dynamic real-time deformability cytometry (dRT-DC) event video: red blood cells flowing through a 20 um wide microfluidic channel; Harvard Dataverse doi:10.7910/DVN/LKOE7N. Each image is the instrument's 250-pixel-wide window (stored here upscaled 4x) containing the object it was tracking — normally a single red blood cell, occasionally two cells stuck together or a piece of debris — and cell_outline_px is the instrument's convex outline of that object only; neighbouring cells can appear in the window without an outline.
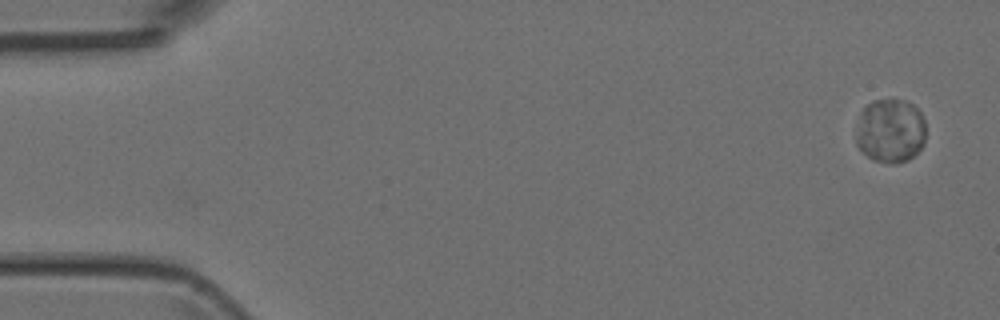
{"species": "Egyptian fruit bat (a non-hibernating species)", "species_latin": "Rousettus aegyptiacus", "temperature_condition": "room temperature", "stored_images_in_passage": 5, "camera_frame_rate_fps": 3000, "um_per_image_px": 0.085, "animal": {"sex": "female"}, "frame": {"image": 1, "passage_image": 1, "time_ms": 0.0, "image_size_px": [1000, 320], "cell_outline_px": [[924, 144], [908, 160], [896, 164], [892, 164], [872, 160], [856, 144], [856, 128], [860, 112], [872, 100], [904, 100], [912, 104], [920, 112], [924, 120]], "centroid_in_image_um": [75.66, 11.12], "position_along_channel_um": 9.3, "area_um2": 26.07}}